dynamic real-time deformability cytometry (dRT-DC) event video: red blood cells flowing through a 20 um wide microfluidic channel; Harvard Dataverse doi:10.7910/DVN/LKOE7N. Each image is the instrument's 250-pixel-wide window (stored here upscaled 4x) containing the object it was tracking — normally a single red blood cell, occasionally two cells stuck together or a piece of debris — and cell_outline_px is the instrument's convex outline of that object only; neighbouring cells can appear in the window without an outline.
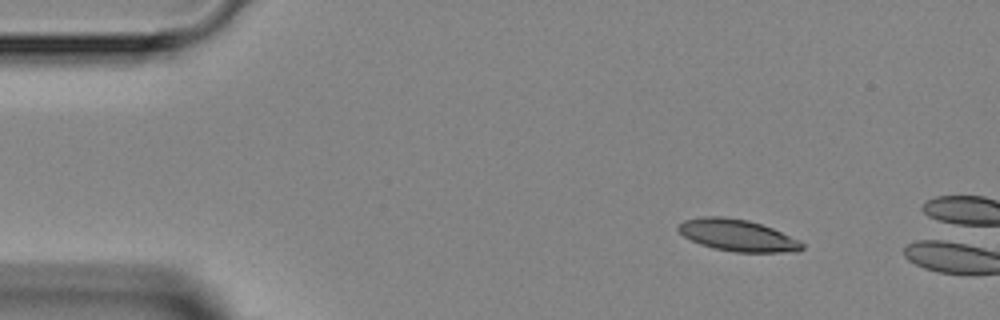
{"species": "Egyptian fruit bat (a non-hibernating species)", "species_latin": "Rousettus aegyptiacus", "temperature_condition": "room temperature", "stored_images_in_passage": 3, "camera_frame_rate_fps": 3000, "um_per_image_px": 0.085, "animal": {"sex": "female"}, "frame": {"image": 1, "passage_image": 1, "time_ms": 0.0, "image_size_px": [1000, 320], "cell_outline_px": [[804, 248], [796, 252], [736, 252], [712, 248], [700, 244], [684, 236], [676, 228], [684, 220], [704, 216], [724, 216], [748, 220], [772, 228], [800, 240], [804, 244]], "centroid_in_image_um": [62.7, 20.0], "position_along_channel_um": 22.3, "area_um2": 22.89}}